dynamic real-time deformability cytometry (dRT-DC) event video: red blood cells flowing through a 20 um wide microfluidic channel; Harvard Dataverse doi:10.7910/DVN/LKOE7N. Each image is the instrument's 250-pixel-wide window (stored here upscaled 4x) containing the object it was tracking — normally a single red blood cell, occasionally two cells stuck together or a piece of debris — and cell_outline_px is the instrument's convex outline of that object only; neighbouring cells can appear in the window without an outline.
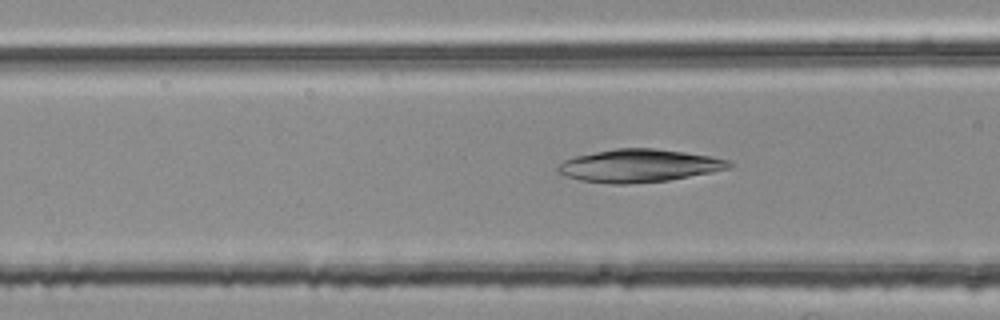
{"species": "common noctule bat (a hibernating species)", "species_latin": "Nyctalus noctula", "temperature_condition": "room temperature", "stored_images_in_passage": 4, "segment_of_instrument_passage": [2, 2], "camera_frame_rate_fps": 3000, "um_per_image_px": 0.085, "animal": {"sex": "female", "body_mass_g": 25.1}, "frame": {"image": 1, "passage_image": 4, "time_ms": 1.0, "image_size_px": [1000, 320], "cell_outline_px": [[736, 164], [732, 168], [712, 172], [668, 180], [628, 184], [612, 184], [580, 180], [564, 176], [556, 172], [556, 168], [564, 160], [576, 156], [616, 148], [652, 148], [684, 152], [712, 156], [728, 160]], "centroid_in_image_um": [54.34, 14.09], "position_along_channel_um": 112.3, "area_um2": 32.83}}